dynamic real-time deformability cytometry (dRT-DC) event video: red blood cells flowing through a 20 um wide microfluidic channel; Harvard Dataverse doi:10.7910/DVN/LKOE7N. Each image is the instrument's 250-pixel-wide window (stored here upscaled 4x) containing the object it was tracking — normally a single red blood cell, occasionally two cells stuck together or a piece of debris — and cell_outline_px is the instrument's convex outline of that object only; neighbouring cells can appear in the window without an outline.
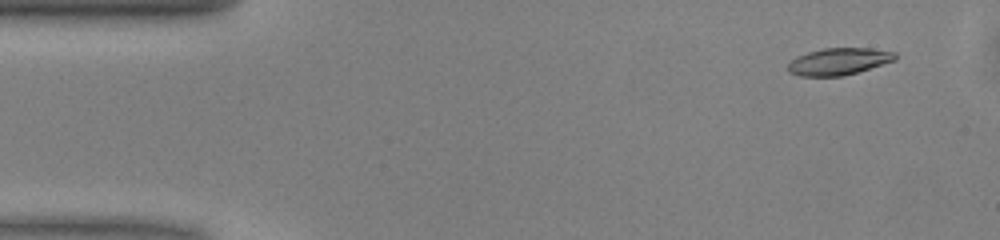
{"species": "common noctule bat (a hibernating species)", "species_latin": "Nyctalus noctula", "temperature_condition": "warm", "stored_images_in_passage": 51, "camera_frame_rate_fps": 3000, "um_per_image_px": 0.085, "animal": {"sex": "male", "body_mass_g": 13.0, "forearm_length_mm": 53.1}, "frame": {"image": 1, "passage_image": 4, "time_ms": 1.0, "image_size_px": [1000, 240], "cell_outline_px": [[896, 60], [844, 76], [800, 76], [788, 72], [788, 64], [796, 56], [808, 52], [824, 48], [872, 48], [896, 52]], "centroid_in_image_um": [71.29, 5.22], "position_along_channel_um": 13.7, "area_um2": 16.88}}
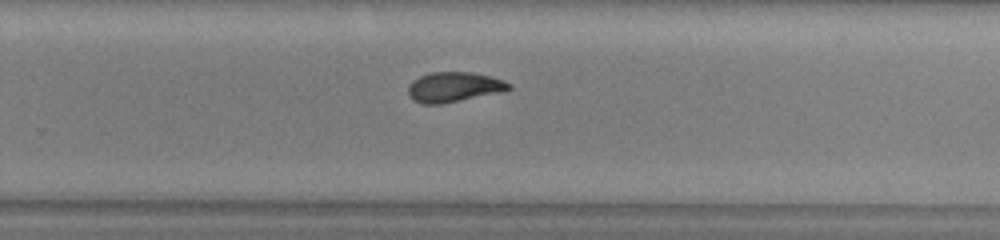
{"frame": {"image": 2, "passage_image": 32, "time_ms": 10.333, "image_size_px": [1000, 240], "cell_outline_px": [[512, 88], [504, 92], [440, 104], [424, 104], [412, 100], [408, 92], [408, 84], [412, 80], [420, 76], [432, 72], [472, 72], [504, 80], [512, 84]], "centroid_in_image_um": [38.6, 7.4], "position_along_channel_um": 291.2, "area_um2": 17.74}}
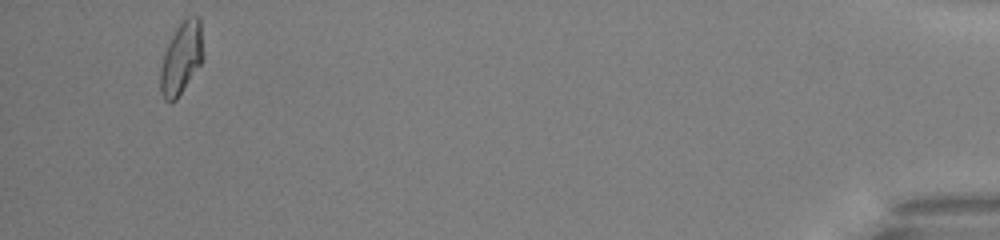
{"frame": {"image": 3, "passage_image": 48, "time_ms": 15.667, "image_size_px": [1000, 240], "cell_outline_px": [[204, 60], [176, 100], [164, 100], [160, 92], [160, 68], [168, 44], [176, 28], [188, 16], [200, 16], [204, 56]], "centroid_in_image_um": [15.45, 4.94], "position_along_channel_um": 419.8, "area_um2": 17.98}}